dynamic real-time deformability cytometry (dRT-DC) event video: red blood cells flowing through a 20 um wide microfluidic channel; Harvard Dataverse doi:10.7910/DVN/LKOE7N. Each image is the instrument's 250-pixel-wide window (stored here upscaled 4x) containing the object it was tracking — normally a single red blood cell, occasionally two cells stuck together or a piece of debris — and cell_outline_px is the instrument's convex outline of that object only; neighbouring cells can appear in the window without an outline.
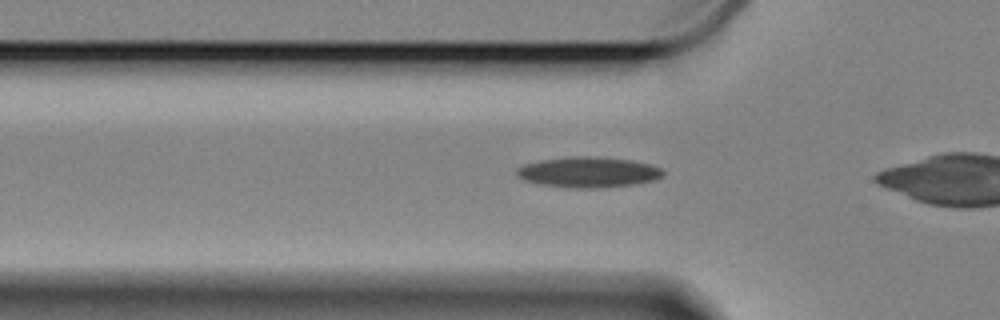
{"species": "Egyptian fruit bat (a non-hibernating species)", "species_latin": "Rousettus aegyptiacus", "temperature_condition": "cold", "stored_images_in_passage": 38, "camera_frame_rate_fps": 3000, "um_per_image_px": 0.085, "animal": {"sex": "female"}, "frame": {"image": 1, "passage_image": 10, "time_ms": 3.0, "image_size_px": [1000, 320], "cell_outline_px": [[664, 172], [656, 180], [636, 184], [604, 188], [576, 188], [540, 184], [524, 180], [516, 172], [516, 168], [524, 164], [540, 160], [572, 156], [596, 156], [632, 160], [648, 164], [660, 168]], "centroid_in_image_um": [50.01, 14.63], "position_along_channel_um": 75.8, "area_um2": 26.07}}
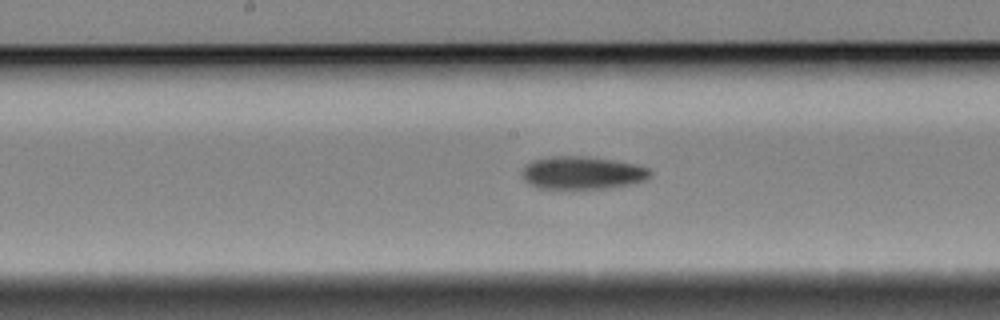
{"frame": {"image": 2, "passage_image": 21, "time_ms": 6.667, "image_size_px": [1000, 320], "cell_outline_px": [[652, 172], [644, 180], [632, 184], [604, 188], [540, 188], [528, 184], [524, 180], [524, 164], [532, 160], [552, 156], [584, 156], [612, 160], [636, 164], [648, 168]], "centroid_in_image_um": [49.48, 14.68], "position_along_channel_um": 198.7, "area_um2": 24.28}}
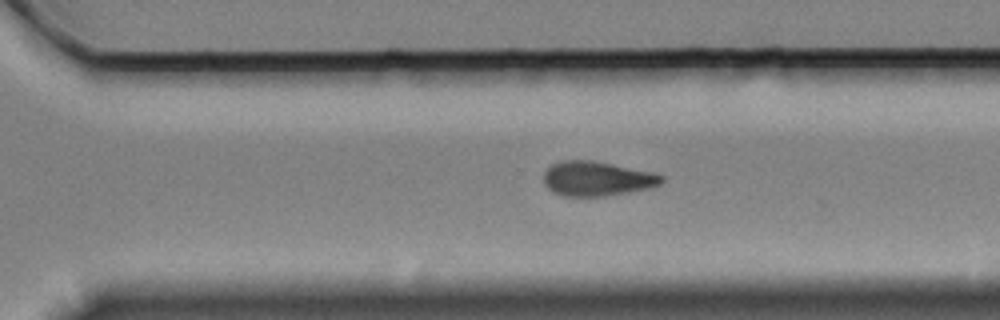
{"frame": {"image": 3, "passage_image": 32, "time_ms": 10.333, "image_size_px": [1000, 320], "cell_outline_px": [[664, 180], [660, 184], [648, 188], [604, 196], [560, 196], [552, 192], [544, 184], [544, 172], [552, 164], [560, 160], [592, 160], [652, 172], [664, 176]], "centroid_in_image_um": [50.7, 15.18], "position_along_channel_um": 319.9, "area_um2": 23.7}}